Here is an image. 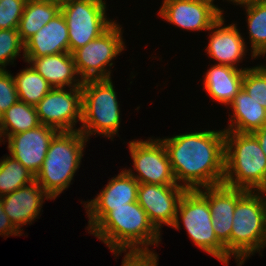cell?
<instances>
[{
	"label": "cell",
	"instance_id": "d6986e66",
	"mask_svg": "<svg viewBox=\"0 0 266 266\" xmlns=\"http://www.w3.org/2000/svg\"><path fill=\"white\" fill-rule=\"evenodd\" d=\"M69 52L68 26L60 12L25 42L24 59Z\"/></svg>",
	"mask_w": 266,
	"mask_h": 266
},
{
	"label": "cell",
	"instance_id": "8fae6325",
	"mask_svg": "<svg viewBox=\"0 0 266 266\" xmlns=\"http://www.w3.org/2000/svg\"><path fill=\"white\" fill-rule=\"evenodd\" d=\"M69 90L52 88L35 106L41 124L57 131H79L73 127L82 120V89L70 87Z\"/></svg>",
	"mask_w": 266,
	"mask_h": 266
},
{
	"label": "cell",
	"instance_id": "8992f818",
	"mask_svg": "<svg viewBox=\"0 0 266 266\" xmlns=\"http://www.w3.org/2000/svg\"><path fill=\"white\" fill-rule=\"evenodd\" d=\"M81 89L82 125L79 131L87 139L93 134L108 138L118 134L120 109L112 80H86L82 82Z\"/></svg>",
	"mask_w": 266,
	"mask_h": 266
},
{
	"label": "cell",
	"instance_id": "f1b7e54d",
	"mask_svg": "<svg viewBox=\"0 0 266 266\" xmlns=\"http://www.w3.org/2000/svg\"><path fill=\"white\" fill-rule=\"evenodd\" d=\"M25 43L21 40L18 29H0V70H5V66L19 56Z\"/></svg>",
	"mask_w": 266,
	"mask_h": 266
},
{
	"label": "cell",
	"instance_id": "83f0119b",
	"mask_svg": "<svg viewBox=\"0 0 266 266\" xmlns=\"http://www.w3.org/2000/svg\"><path fill=\"white\" fill-rule=\"evenodd\" d=\"M242 88L266 108V66L260 65L245 70Z\"/></svg>",
	"mask_w": 266,
	"mask_h": 266
},
{
	"label": "cell",
	"instance_id": "d6a6232c",
	"mask_svg": "<svg viewBox=\"0 0 266 266\" xmlns=\"http://www.w3.org/2000/svg\"><path fill=\"white\" fill-rule=\"evenodd\" d=\"M22 232H20L10 221L8 215L4 212V209L2 207V200L0 197V235L8 236L9 235H22Z\"/></svg>",
	"mask_w": 266,
	"mask_h": 266
},
{
	"label": "cell",
	"instance_id": "9c48e42d",
	"mask_svg": "<svg viewBox=\"0 0 266 266\" xmlns=\"http://www.w3.org/2000/svg\"><path fill=\"white\" fill-rule=\"evenodd\" d=\"M121 30L114 22L99 37L72 53L77 74L81 75L78 77L82 81L111 79V72L106 67L112 66L111 61L125 48Z\"/></svg>",
	"mask_w": 266,
	"mask_h": 266
},
{
	"label": "cell",
	"instance_id": "5bb4252c",
	"mask_svg": "<svg viewBox=\"0 0 266 266\" xmlns=\"http://www.w3.org/2000/svg\"><path fill=\"white\" fill-rule=\"evenodd\" d=\"M205 189V191H204ZM197 189L207 200L212 215V224L217 239L225 246V265L230 257V235L237 201L247 192L225 184Z\"/></svg>",
	"mask_w": 266,
	"mask_h": 266
},
{
	"label": "cell",
	"instance_id": "e0dca14e",
	"mask_svg": "<svg viewBox=\"0 0 266 266\" xmlns=\"http://www.w3.org/2000/svg\"><path fill=\"white\" fill-rule=\"evenodd\" d=\"M44 198L51 199L36 181L1 196L4 212L20 232L21 226L31 224L40 214Z\"/></svg>",
	"mask_w": 266,
	"mask_h": 266
},
{
	"label": "cell",
	"instance_id": "9a60e30c",
	"mask_svg": "<svg viewBox=\"0 0 266 266\" xmlns=\"http://www.w3.org/2000/svg\"><path fill=\"white\" fill-rule=\"evenodd\" d=\"M139 182L126 170L113 177L96 198L85 203L89 232L111 211V207L137 202Z\"/></svg>",
	"mask_w": 266,
	"mask_h": 266
},
{
	"label": "cell",
	"instance_id": "4fadbf2b",
	"mask_svg": "<svg viewBox=\"0 0 266 266\" xmlns=\"http://www.w3.org/2000/svg\"><path fill=\"white\" fill-rule=\"evenodd\" d=\"M214 0H164L159 14L164 20L187 30H209L223 15Z\"/></svg>",
	"mask_w": 266,
	"mask_h": 266
},
{
	"label": "cell",
	"instance_id": "d4e9b609",
	"mask_svg": "<svg viewBox=\"0 0 266 266\" xmlns=\"http://www.w3.org/2000/svg\"><path fill=\"white\" fill-rule=\"evenodd\" d=\"M19 101L36 106L53 88L32 66L13 76Z\"/></svg>",
	"mask_w": 266,
	"mask_h": 266
},
{
	"label": "cell",
	"instance_id": "ac0fdd59",
	"mask_svg": "<svg viewBox=\"0 0 266 266\" xmlns=\"http://www.w3.org/2000/svg\"><path fill=\"white\" fill-rule=\"evenodd\" d=\"M224 24L223 15L213 24L208 31H213L209 35L207 53L209 57L218 61V64L233 67L238 64L247 50L244 39L238 31L236 24L222 26ZM216 29V30H214Z\"/></svg>",
	"mask_w": 266,
	"mask_h": 266
},
{
	"label": "cell",
	"instance_id": "ffe728a7",
	"mask_svg": "<svg viewBox=\"0 0 266 266\" xmlns=\"http://www.w3.org/2000/svg\"><path fill=\"white\" fill-rule=\"evenodd\" d=\"M53 88L81 87L82 80L77 79L73 55L62 52L55 55H46L39 58H25Z\"/></svg>",
	"mask_w": 266,
	"mask_h": 266
},
{
	"label": "cell",
	"instance_id": "ba28073f",
	"mask_svg": "<svg viewBox=\"0 0 266 266\" xmlns=\"http://www.w3.org/2000/svg\"><path fill=\"white\" fill-rule=\"evenodd\" d=\"M69 34V53L104 33L114 21L106 18V1L60 0Z\"/></svg>",
	"mask_w": 266,
	"mask_h": 266
},
{
	"label": "cell",
	"instance_id": "52a82bcc",
	"mask_svg": "<svg viewBox=\"0 0 266 266\" xmlns=\"http://www.w3.org/2000/svg\"><path fill=\"white\" fill-rule=\"evenodd\" d=\"M179 215L193 243L225 264V246L214 233L208 200L197 189L184 192L172 228L180 229Z\"/></svg>",
	"mask_w": 266,
	"mask_h": 266
},
{
	"label": "cell",
	"instance_id": "7402d4cb",
	"mask_svg": "<svg viewBox=\"0 0 266 266\" xmlns=\"http://www.w3.org/2000/svg\"><path fill=\"white\" fill-rule=\"evenodd\" d=\"M230 105L234 113L225 131L253 133L266 124V108L249 96L243 88Z\"/></svg>",
	"mask_w": 266,
	"mask_h": 266
},
{
	"label": "cell",
	"instance_id": "3957f363",
	"mask_svg": "<svg viewBox=\"0 0 266 266\" xmlns=\"http://www.w3.org/2000/svg\"><path fill=\"white\" fill-rule=\"evenodd\" d=\"M223 184L247 191H266V155L253 133L225 131Z\"/></svg>",
	"mask_w": 266,
	"mask_h": 266
},
{
	"label": "cell",
	"instance_id": "603a6c76",
	"mask_svg": "<svg viewBox=\"0 0 266 266\" xmlns=\"http://www.w3.org/2000/svg\"><path fill=\"white\" fill-rule=\"evenodd\" d=\"M60 12V0H27L18 26L21 40L25 43Z\"/></svg>",
	"mask_w": 266,
	"mask_h": 266
},
{
	"label": "cell",
	"instance_id": "5b68a950",
	"mask_svg": "<svg viewBox=\"0 0 266 266\" xmlns=\"http://www.w3.org/2000/svg\"><path fill=\"white\" fill-rule=\"evenodd\" d=\"M266 191H247L236 203L230 235V257L238 266L266 246Z\"/></svg>",
	"mask_w": 266,
	"mask_h": 266
},
{
	"label": "cell",
	"instance_id": "d590c367",
	"mask_svg": "<svg viewBox=\"0 0 266 266\" xmlns=\"http://www.w3.org/2000/svg\"><path fill=\"white\" fill-rule=\"evenodd\" d=\"M2 120H3V113H2V111L0 110V126H1Z\"/></svg>",
	"mask_w": 266,
	"mask_h": 266
},
{
	"label": "cell",
	"instance_id": "1f68e13d",
	"mask_svg": "<svg viewBox=\"0 0 266 266\" xmlns=\"http://www.w3.org/2000/svg\"><path fill=\"white\" fill-rule=\"evenodd\" d=\"M157 254L153 251H129L122 260V266H158Z\"/></svg>",
	"mask_w": 266,
	"mask_h": 266
},
{
	"label": "cell",
	"instance_id": "4dcf8cb0",
	"mask_svg": "<svg viewBox=\"0 0 266 266\" xmlns=\"http://www.w3.org/2000/svg\"><path fill=\"white\" fill-rule=\"evenodd\" d=\"M18 100L13 75L6 70H0V110L2 113Z\"/></svg>",
	"mask_w": 266,
	"mask_h": 266
},
{
	"label": "cell",
	"instance_id": "30bf717a",
	"mask_svg": "<svg viewBox=\"0 0 266 266\" xmlns=\"http://www.w3.org/2000/svg\"><path fill=\"white\" fill-rule=\"evenodd\" d=\"M130 141L129 151L138 175L126 170L139 183L177 185L167 150L160 139Z\"/></svg>",
	"mask_w": 266,
	"mask_h": 266
},
{
	"label": "cell",
	"instance_id": "836d02e7",
	"mask_svg": "<svg viewBox=\"0 0 266 266\" xmlns=\"http://www.w3.org/2000/svg\"><path fill=\"white\" fill-rule=\"evenodd\" d=\"M253 134L256 136L257 140L260 143L261 149L266 155V124L262 128L253 132Z\"/></svg>",
	"mask_w": 266,
	"mask_h": 266
},
{
	"label": "cell",
	"instance_id": "2e32d148",
	"mask_svg": "<svg viewBox=\"0 0 266 266\" xmlns=\"http://www.w3.org/2000/svg\"><path fill=\"white\" fill-rule=\"evenodd\" d=\"M58 132L55 128L41 124L25 132L8 136L7 148L10 156L36 176L44 162L50 142Z\"/></svg>",
	"mask_w": 266,
	"mask_h": 266
},
{
	"label": "cell",
	"instance_id": "4316f807",
	"mask_svg": "<svg viewBox=\"0 0 266 266\" xmlns=\"http://www.w3.org/2000/svg\"><path fill=\"white\" fill-rule=\"evenodd\" d=\"M35 181V176L11 156L0 161V197Z\"/></svg>",
	"mask_w": 266,
	"mask_h": 266
},
{
	"label": "cell",
	"instance_id": "484cf974",
	"mask_svg": "<svg viewBox=\"0 0 266 266\" xmlns=\"http://www.w3.org/2000/svg\"><path fill=\"white\" fill-rule=\"evenodd\" d=\"M246 8L252 57L266 54V0L242 4Z\"/></svg>",
	"mask_w": 266,
	"mask_h": 266
},
{
	"label": "cell",
	"instance_id": "e575fe53",
	"mask_svg": "<svg viewBox=\"0 0 266 266\" xmlns=\"http://www.w3.org/2000/svg\"><path fill=\"white\" fill-rule=\"evenodd\" d=\"M229 1H233V3L235 2L236 5H242V4L249 3V2L265 1V0H229Z\"/></svg>",
	"mask_w": 266,
	"mask_h": 266
},
{
	"label": "cell",
	"instance_id": "277c9868",
	"mask_svg": "<svg viewBox=\"0 0 266 266\" xmlns=\"http://www.w3.org/2000/svg\"><path fill=\"white\" fill-rule=\"evenodd\" d=\"M88 139L80 131H59L51 140L44 162L35 181L51 197L56 199L80 168L85 142Z\"/></svg>",
	"mask_w": 266,
	"mask_h": 266
},
{
	"label": "cell",
	"instance_id": "6da1fadb",
	"mask_svg": "<svg viewBox=\"0 0 266 266\" xmlns=\"http://www.w3.org/2000/svg\"><path fill=\"white\" fill-rule=\"evenodd\" d=\"M160 140L178 185L196 190L223 184L225 130L192 132Z\"/></svg>",
	"mask_w": 266,
	"mask_h": 266
},
{
	"label": "cell",
	"instance_id": "f546056e",
	"mask_svg": "<svg viewBox=\"0 0 266 266\" xmlns=\"http://www.w3.org/2000/svg\"><path fill=\"white\" fill-rule=\"evenodd\" d=\"M27 0L0 1V29H18Z\"/></svg>",
	"mask_w": 266,
	"mask_h": 266
},
{
	"label": "cell",
	"instance_id": "7a4b0ae2",
	"mask_svg": "<svg viewBox=\"0 0 266 266\" xmlns=\"http://www.w3.org/2000/svg\"><path fill=\"white\" fill-rule=\"evenodd\" d=\"M90 232L104 242L114 256L127 252L126 249L149 251V245H157L161 240L160 232L138 202L111 207V211Z\"/></svg>",
	"mask_w": 266,
	"mask_h": 266
},
{
	"label": "cell",
	"instance_id": "7c38bea8",
	"mask_svg": "<svg viewBox=\"0 0 266 266\" xmlns=\"http://www.w3.org/2000/svg\"><path fill=\"white\" fill-rule=\"evenodd\" d=\"M187 189L181 185L140 183L137 202L146 212L150 222L159 231L162 224L172 226L180 199Z\"/></svg>",
	"mask_w": 266,
	"mask_h": 266
},
{
	"label": "cell",
	"instance_id": "44dd1931",
	"mask_svg": "<svg viewBox=\"0 0 266 266\" xmlns=\"http://www.w3.org/2000/svg\"><path fill=\"white\" fill-rule=\"evenodd\" d=\"M229 65L215 64L205 75L204 89L216 102L230 105L242 89L245 70Z\"/></svg>",
	"mask_w": 266,
	"mask_h": 266
},
{
	"label": "cell",
	"instance_id": "cb8c5ba5",
	"mask_svg": "<svg viewBox=\"0 0 266 266\" xmlns=\"http://www.w3.org/2000/svg\"><path fill=\"white\" fill-rule=\"evenodd\" d=\"M41 125L36 108L33 105L17 101L3 113V120L0 126V141L4 135L11 136ZM10 129V130H9Z\"/></svg>",
	"mask_w": 266,
	"mask_h": 266
}]
</instances>
